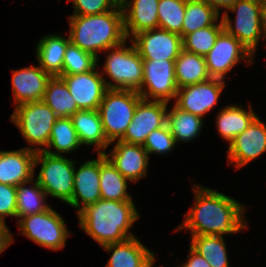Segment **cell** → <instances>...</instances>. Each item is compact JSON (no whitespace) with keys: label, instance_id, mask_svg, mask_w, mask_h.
Masks as SVG:
<instances>
[{"label":"cell","instance_id":"1","mask_svg":"<svg viewBox=\"0 0 266 267\" xmlns=\"http://www.w3.org/2000/svg\"><path fill=\"white\" fill-rule=\"evenodd\" d=\"M194 208L185 214V221L178 231L191 229L192 235H214L237 233L247 228L241 203L215 190L194 185Z\"/></svg>","mask_w":266,"mask_h":267},{"label":"cell","instance_id":"2","mask_svg":"<svg viewBox=\"0 0 266 267\" xmlns=\"http://www.w3.org/2000/svg\"><path fill=\"white\" fill-rule=\"evenodd\" d=\"M77 216L80 228L102 247L135 237L129 229L139 218L133 200L103 199L86 206Z\"/></svg>","mask_w":266,"mask_h":267},{"label":"cell","instance_id":"3","mask_svg":"<svg viewBox=\"0 0 266 267\" xmlns=\"http://www.w3.org/2000/svg\"><path fill=\"white\" fill-rule=\"evenodd\" d=\"M69 21L70 42L97 58L99 51L113 49L127 40L121 4L103 14L69 16Z\"/></svg>","mask_w":266,"mask_h":267},{"label":"cell","instance_id":"4","mask_svg":"<svg viewBox=\"0 0 266 267\" xmlns=\"http://www.w3.org/2000/svg\"><path fill=\"white\" fill-rule=\"evenodd\" d=\"M142 99L137 91L107 89L101 101L100 114L104 133L111 144L121 140L133 119L138 102Z\"/></svg>","mask_w":266,"mask_h":267},{"label":"cell","instance_id":"5","mask_svg":"<svg viewBox=\"0 0 266 267\" xmlns=\"http://www.w3.org/2000/svg\"><path fill=\"white\" fill-rule=\"evenodd\" d=\"M59 117L43 101L25 102L16 105L11 122L20 130L24 139L34 148V152L43 151L49 143L52 127Z\"/></svg>","mask_w":266,"mask_h":267},{"label":"cell","instance_id":"6","mask_svg":"<svg viewBox=\"0 0 266 267\" xmlns=\"http://www.w3.org/2000/svg\"><path fill=\"white\" fill-rule=\"evenodd\" d=\"M41 162V169L36 178L47 195L65 203L72 199L74 189L75 161L63 155H51L44 151L36 152L34 167Z\"/></svg>","mask_w":266,"mask_h":267},{"label":"cell","instance_id":"7","mask_svg":"<svg viewBox=\"0 0 266 267\" xmlns=\"http://www.w3.org/2000/svg\"><path fill=\"white\" fill-rule=\"evenodd\" d=\"M227 10L236 12L235 27L232 26L228 11H225L221 16L224 30L237 38L255 56L260 37L266 38L262 0H238Z\"/></svg>","mask_w":266,"mask_h":267},{"label":"cell","instance_id":"8","mask_svg":"<svg viewBox=\"0 0 266 267\" xmlns=\"http://www.w3.org/2000/svg\"><path fill=\"white\" fill-rule=\"evenodd\" d=\"M124 41L121 45L114 47V51L108 53L104 64L107 76L114 83L105 81L107 89H123L139 91L143 82V59L134 44L125 47Z\"/></svg>","mask_w":266,"mask_h":267},{"label":"cell","instance_id":"9","mask_svg":"<svg viewBox=\"0 0 266 267\" xmlns=\"http://www.w3.org/2000/svg\"><path fill=\"white\" fill-rule=\"evenodd\" d=\"M18 226L22 235L40 246L56 251L65 246L69 236L64 220L52 208L21 217Z\"/></svg>","mask_w":266,"mask_h":267},{"label":"cell","instance_id":"10","mask_svg":"<svg viewBox=\"0 0 266 267\" xmlns=\"http://www.w3.org/2000/svg\"><path fill=\"white\" fill-rule=\"evenodd\" d=\"M145 86V87H144ZM178 91L175 78V61L143 60V82L138 91L143 99L169 102Z\"/></svg>","mask_w":266,"mask_h":267},{"label":"cell","instance_id":"11","mask_svg":"<svg viewBox=\"0 0 266 267\" xmlns=\"http://www.w3.org/2000/svg\"><path fill=\"white\" fill-rule=\"evenodd\" d=\"M254 55L233 35L223 30L205 56L211 78L224 80L225 75L242 59L252 63ZM249 59V60H248Z\"/></svg>","mask_w":266,"mask_h":267},{"label":"cell","instance_id":"12","mask_svg":"<svg viewBox=\"0 0 266 267\" xmlns=\"http://www.w3.org/2000/svg\"><path fill=\"white\" fill-rule=\"evenodd\" d=\"M131 41L143 60L175 61L183 50L179 34L160 28L139 32Z\"/></svg>","mask_w":266,"mask_h":267},{"label":"cell","instance_id":"13","mask_svg":"<svg viewBox=\"0 0 266 267\" xmlns=\"http://www.w3.org/2000/svg\"><path fill=\"white\" fill-rule=\"evenodd\" d=\"M167 102L141 99L121 141L143 145L148 135L166 124Z\"/></svg>","mask_w":266,"mask_h":267},{"label":"cell","instance_id":"14","mask_svg":"<svg viewBox=\"0 0 266 267\" xmlns=\"http://www.w3.org/2000/svg\"><path fill=\"white\" fill-rule=\"evenodd\" d=\"M224 83L222 79L211 78L205 82L178 88L175 106L204 118L203 116L218 102Z\"/></svg>","mask_w":266,"mask_h":267},{"label":"cell","instance_id":"15","mask_svg":"<svg viewBox=\"0 0 266 267\" xmlns=\"http://www.w3.org/2000/svg\"><path fill=\"white\" fill-rule=\"evenodd\" d=\"M266 152V125L256 117L249 127L236 136L228 149V162L240 169Z\"/></svg>","mask_w":266,"mask_h":267},{"label":"cell","instance_id":"16","mask_svg":"<svg viewBox=\"0 0 266 267\" xmlns=\"http://www.w3.org/2000/svg\"><path fill=\"white\" fill-rule=\"evenodd\" d=\"M74 75H61L79 110H98L107 90L105 79L95 70Z\"/></svg>","mask_w":266,"mask_h":267},{"label":"cell","instance_id":"17","mask_svg":"<svg viewBox=\"0 0 266 267\" xmlns=\"http://www.w3.org/2000/svg\"><path fill=\"white\" fill-rule=\"evenodd\" d=\"M105 156L129 181H139L147 174L149 156L143 145L118 140L113 150Z\"/></svg>","mask_w":266,"mask_h":267},{"label":"cell","instance_id":"18","mask_svg":"<svg viewBox=\"0 0 266 267\" xmlns=\"http://www.w3.org/2000/svg\"><path fill=\"white\" fill-rule=\"evenodd\" d=\"M77 170H74L73 195L68 204L78 208L77 213H79L86 206L94 204L101 199L100 154L98 153V157L95 160H87Z\"/></svg>","mask_w":266,"mask_h":267},{"label":"cell","instance_id":"19","mask_svg":"<svg viewBox=\"0 0 266 267\" xmlns=\"http://www.w3.org/2000/svg\"><path fill=\"white\" fill-rule=\"evenodd\" d=\"M34 148L0 151V183L18 186L34 177Z\"/></svg>","mask_w":266,"mask_h":267},{"label":"cell","instance_id":"20","mask_svg":"<svg viewBox=\"0 0 266 267\" xmlns=\"http://www.w3.org/2000/svg\"><path fill=\"white\" fill-rule=\"evenodd\" d=\"M120 4L126 38L158 28L159 0H120Z\"/></svg>","mask_w":266,"mask_h":267},{"label":"cell","instance_id":"21","mask_svg":"<svg viewBox=\"0 0 266 267\" xmlns=\"http://www.w3.org/2000/svg\"><path fill=\"white\" fill-rule=\"evenodd\" d=\"M12 90L17 105L42 101L48 80L51 78L40 66H30L12 72Z\"/></svg>","mask_w":266,"mask_h":267},{"label":"cell","instance_id":"22","mask_svg":"<svg viewBox=\"0 0 266 267\" xmlns=\"http://www.w3.org/2000/svg\"><path fill=\"white\" fill-rule=\"evenodd\" d=\"M70 118L81 145H95L99 154L105 153L110 143L104 133L98 110H78Z\"/></svg>","mask_w":266,"mask_h":267},{"label":"cell","instance_id":"23","mask_svg":"<svg viewBox=\"0 0 266 267\" xmlns=\"http://www.w3.org/2000/svg\"><path fill=\"white\" fill-rule=\"evenodd\" d=\"M103 248L109 252L113 250L105 267H144L154 257L153 252L143 246L137 237L108 244Z\"/></svg>","mask_w":266,"mask_h":267},{"label":"cell","instance_id":"24","mask_svg":"<svg viewBox=\"0 0 266 267\" xmlns=\"http://www.w3.org/2000/svg\"><path fill=\"white\" fill-rule=\"evenodd\" d=\"M68 39L60 35L44 36L37 44L36 57L39 66L51 77L61 76Z\"/></svg>","mask_w":266,"mask_h":267},{"label":"cell","instance_id":"25","mask_svg":"<svg viewBox=\"0 0 266 267\" xmlns=\"http://www.w3.org/2000/svg\"><path fill=\"white\" fill-rule=\"evenodd\" d=\"M177 87H186L211 79L205 56L182 50L175 60Z\"/></svg>","mask_w":266,"mask_h":267},{"label":"cell","instance_id":"26","mask_svg":"<svg viewBox=\"0 0 266 267\" xmlns=\"http://www.w3.org/2000/svg\"><path fill=\"white\" fill-rule=\"evenodd\" d=\"M100 194L103 200L126 201L132 200L127 193L126 179L105 156L100 153Z\"/></svg>","mask_w":266,"mask_h":267},{"label":"cell","instance_id":"27","mask_svg":"<svg viewBox=\"0 0 266 267\" xmlns=\"http://www.w3.org/2000/svg\"><path fill=\"white\" fill-rule=\"evenodd\" d=\"M246 111L236 105L227 106L217 116V129L223 139L230 143L236 136L245 131L257 117L252 106Z\"/></svg>","mask_w":266,"mask_h":267},{"label":"cell","instance_id":"28","mask_svg":"<svg viewBox=\"0 0 266 267\" xmlns=\"http://www.w3.org/2000/svg\"><path fill=\"white\" fill-rule=\"evenodd\" d=\"M42 101L47 104L59 117H70L78 106L71 96L68 87L60 76L51 77L48 80Z\"/></svg>","mask_w":266,"mask_h":267},{"label":"cell","instance_id":"29","mask_svg":"<svg viewBox=\"0 0 266 267\" xmlns=\"http://www.w3.org/2000/svg\"><path fill=\"white\" fill-rule=\"evenodd\" d=\"M202 118L192 113L180 110L175 105L167 110V125L175 142H188L197 137L202 129Z\"/></svg>","mask_w":266,"mask_h":267},{"label":"cell","instance_id":"30","mask_svg":"<svg viewBox=\"0 0 266 267\" xmlns=\"http://www.w3.org/2000/svg\"><path fill=\"white\" fill-rule=\"evenodd\" d=\"M219 13L203 0H187L182 26V38L196 30L213 26L219 21Z\"/></svg>","mask_w":266,"mask_h":267},{"label":"cell","instance_id":"31","mask_svg":"<svg viewBox=\"0 0 266 267\" xmlns=\"http://www.w3.org/2000/svg\"><path fill=\"white\" fill-rule=\"evenodd\" d=\"M56 149L52 152L48 148ZM81 146L79 137L70 117L58 118L52 127L49 143L43 151L51 155H61V153L71 152Z\"/></svg>","mask_w":266,"mask_h":267},{"label":"cell","instance_id":"32","mask_svg":"<svg viewBox=\"0 0 266 267\" xmlns=\"http://www.w3.org/2000/svg\"><path fill=\"white\" fill-rule=\"evenodd\" d=\"M31 182L34 183L31 188L25 187L29 182H24L16 186V218L38 214L51 208L49 205L44 203V199L47 194L40 187L37 180L32 179Z\"/></svg>","mask_w":266,"mask_h":267},{"label":"cell","instance_id":"33","mask_svg":"<svg viewBox=\"0 0 266 267\" xmlns=\"http://www.w3.org/2000/svg\"><path fill=\"white\" fill-rule=\"evenodd\" d=\"M190 246L202 255L211 267H229L223 236L191 235Z\"/></svg>","mask_w":266,"mask_h":267},{"label":"cell","instance_id":"34","mask_svg":"<svg viewBox=\"0 0 266 267\" xmlns=\"http://www.w3.org/2000/svg\"><path fill=\"white\" fill-rule=\"evenodd\" d=\"M224 30L222 20L219 24L204 27L182 38L183 50L206 56L214 47L219 34Z\"/></svg>","mask_w":266,"mask_h":267},{"label":"cell","instance_id":"35","mask_svg":"<svg viewBox=\"0 0 266 267\" xmlns=\"http://www.w3.org/2000/svg\"><path fill=\"white\" fill-rule=\"evenodd\" d=\"M186 2L187 0H159L158 28L179 34L182 37Z\"/></svg>","mask_w":266,"mask_h":267},{"label":"cell","instance_id":"36","mask_svg":"<svg viewBox=\"0 0 266 267\" xmlns=\"http://www.w3.org/2000/svg\"><path fill=\"white\" fill-rule=\"evenodd\" d=\"M98 59L93 54L83 51L69 42L64 56L62 75L89 72L98 66Z\"/></svg>","mask_w":266,"mask_h":267},{"label":"cell","instance_id":"37","mask_svg":"<svg viewBox=\"0 0 266 267\" xmlns=\"http://www.w3.org/2000/svg\"><path fill=\"white\" fill-rule=\"evenodd\" d=\"M175 144V139L166 123L148 135L143 147L148 152V155L152 153L161 155L170 152Z\"/></svg>","mask_w":266,"mask_h":267},{"label":"cell","instance_id":"38","mask_svg":"<svg viewBox=\"0 0 266 267\" xmlns=\"http://www.w3.org/2000/svg\"><path fill=\"white\" fill-rule=\"evenodd\" d=\"M74 14L72 16H90L103 14L115 9L120 0H72Z\"/></svg>","mask_w":266,"mask_h":267},{"label":"cell","instance_id":"39","mask_svg":"<svg viewBox=\"0 0 266 267\" xmlns=\"http://www.w3.org/2000/svg\"><path fill=\"white\" fill-rule=\"evenodd\" d=\"M16 202V186L0 183V221L5 222V216L16 217Z\"/></svg>","mask_w":266,"mask_h":267},{"label":"cell","instance_id":"40","mask_svg":"<svg viewBox=\"0 0 266 267\" xmlns=\"http://www.w3.org/2000/svg\"><path fill=\"white\" fill-rule=\"evenodd\" d=\"M188 261L185 264H182L180 267H211L209 262L195 251L191 246L189 248Z\"/></svg>","mask_w":266,"mask_h":267},{"label":"cell","instance_id":"41","mask_svg":"<svg viewBox=\"0 0 266 267\" xmlns=\"http://www.w3.org/2000/svg\"><path fill=\"white\" fill-rule=\"evenodd\" d=\"M13 242L12 235L5 222L0 221V254Z\"/></svg>","mask_w":266,"mask_h":267},{"label":"cell","instance_id":"42","mask_svg":"<svg viewBox=\"0 0 266 267\" xmlns=\"http://www.w3.org/2000/svg\"><path fill=\"white\" fill-rule=\"evenodd\" d=\"M207 2L210 6H212L218 13H220V9H228L238 0H203Z\"/></svg>","mask_w":266,"mask_h":267},{"label":"cell","instance_id":"43","mask_svg":"<svg viewBox=\"0 0 266 267\" xmlns=\"http://www.w3.org/2000/svg\"><path fill=\"white\" fill-rule=\"evenodd\" d=\"M262 8H263V22H264V28L266 32V0H262Z\"/></svg>","mask_w":266,"mask_h":267},{"label":"cell","instance_id":"44","mask_svg":"<svg viewBox=\"0 0 266 267\" xmlns=\"http://www.w3.org/2000/svg\"><path fill=\"white\" fill-rule=\"evenodd\" d=\"M155 263V257H152L145 265L144 267H153V264ZM162 267V266H161Z\"/></svg>","mask_w":266,"mask_h":267}]
</instances>
